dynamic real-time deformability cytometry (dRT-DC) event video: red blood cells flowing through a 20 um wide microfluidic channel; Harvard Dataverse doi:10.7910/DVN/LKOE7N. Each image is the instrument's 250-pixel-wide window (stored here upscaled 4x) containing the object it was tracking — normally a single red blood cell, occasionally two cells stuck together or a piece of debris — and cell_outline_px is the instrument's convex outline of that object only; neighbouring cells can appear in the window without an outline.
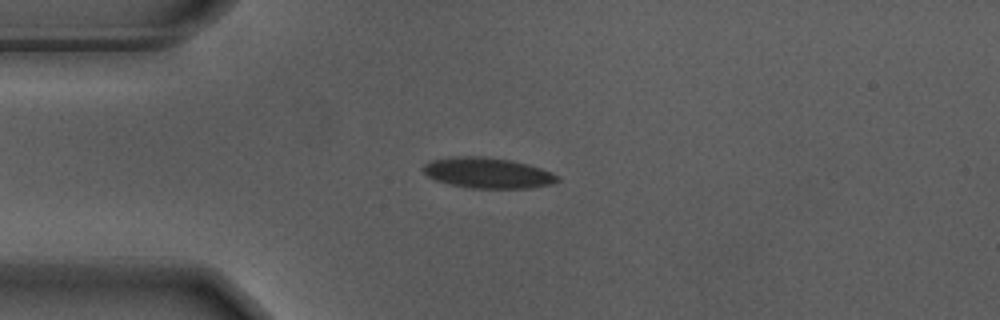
{"species": "Egyptian fruit bat (a non-hibernating species)", "species_latin": "Rousettus aegyptiacus", "temperature_condition": "warm", "stored_images_in_passage": 39, "camera_frame_rate_fps": 3000, "um_per_image_px": 0.085, "animal": {"sex": "male"}, "frame": {"image": 1, "passage_image": 3, "time_ms": 0.667, "image_size_px": [1000, 320], "cell_outline_px": [[560, 180], [552, 184], [532, 188], [472, 188], [452, 184], [436, 180], [428, 176], [420, 168], [424, 164], [432, 160], [448, 156], [484, 156], [512, 160], [528, 164], [552, 172], [560, 176]], "centroid_in_image_um": [41.47, 14.68], "position_along_channel_um": 43.5, "area_um2": 24.16}}
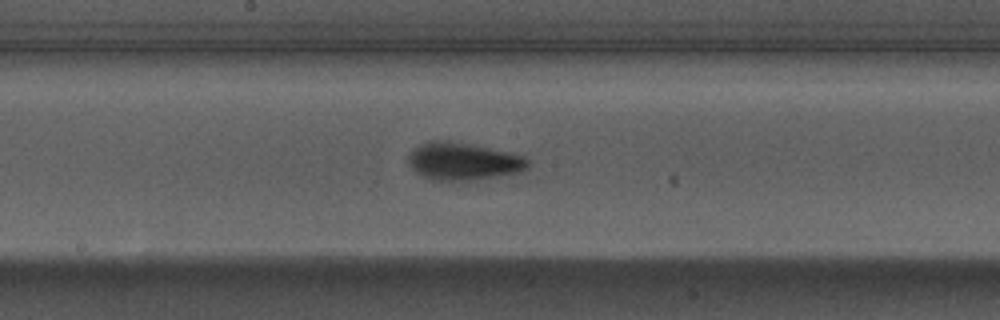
{"frame": {"image": 2, "passage_image": 18, "time_ms": 5.667, "image_size_px": [1000, 320], "cell_outline_px": [[528, 168], [520, 172], [472, 180], [432, 180], [416, 172], [408, 164], [408, 156], [412, 148], [428, 140], [448, 140], [512, 152], [524, 156], [528, 160]], "centroid_in_image_um": [39.35, 13.69], "position_along_channel_um": 208.8, "area_um2": 26.24}}
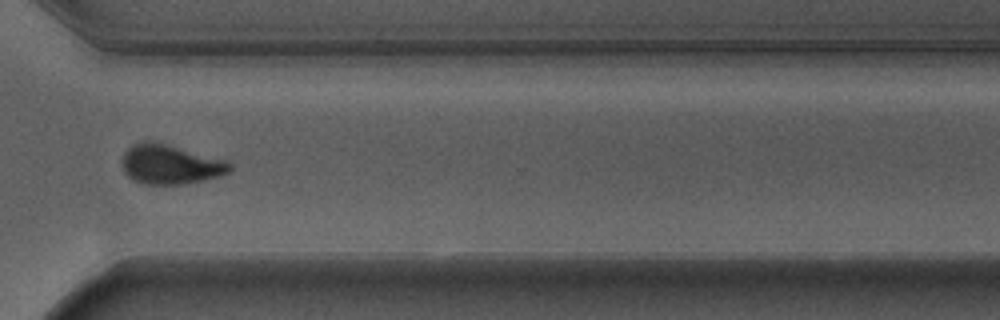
{"frame": {"image": 3, "passage_image": 30, "time_ms": 9.667, "image_size_px": [1000, 320], "cell_outline_px": [[232, 168], [228, 172], [220, 176], [204, 180], [184, 184], [144, 184], [132, 180], [124, 172], [120, 164], [120, 160], [124, 152], [132, 144], [144, 140], [152, 140], [224, 160], [232, 164]], "centroid_in_image_um": [14.4, 13.97], "position_along_channel_um": 356.2, "area_um2": 24.97}, "authors_computed_cell_mechanics": {"area_um2": 24.6228, "velocity_mm_per_s": 3.6855, "shape_relaxation_time_tau1_ms": 3.0745, "shape_relaxation_time_tau2_ms": 1.1584, "deformation_change_tau1": 0.1481, "deformation_change_tau2": 0.0747}}